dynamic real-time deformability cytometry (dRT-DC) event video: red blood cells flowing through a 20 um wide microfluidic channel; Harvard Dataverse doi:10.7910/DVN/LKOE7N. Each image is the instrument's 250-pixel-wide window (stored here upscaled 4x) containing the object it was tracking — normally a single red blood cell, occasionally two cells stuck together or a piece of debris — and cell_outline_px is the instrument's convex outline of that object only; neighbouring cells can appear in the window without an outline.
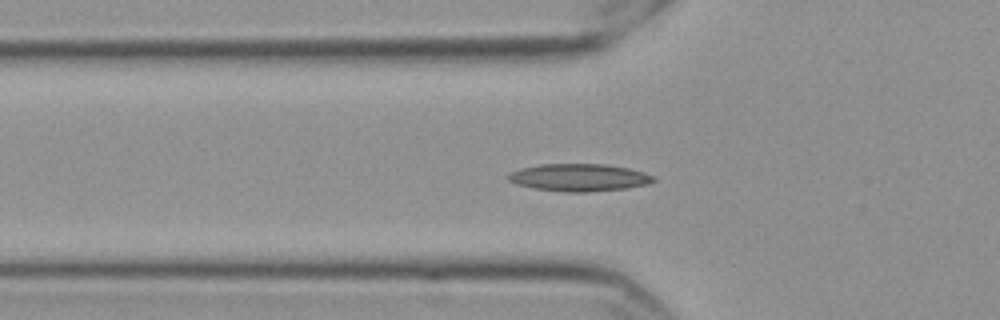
{"species": "Egyptian fruit bat (a non-hibernating species)", "species_latin": "Rousettus aegyptiacus", "temperature_condition": "cold", "stored_images_in_passage": 53, "camera_frame_rate_fps": 3000, "um_per_image_px": 0.085, "frame": {"image": 1, "passage_image": 15, "time_ms": 4.667, "image_size_px": [1000, 320], "cell_outline_px": [[656, 180], [648, 184], [628, 188], [588, 192], [564, 192], [536, 188], [516, 184], [508, 180], [504, 176], [508, 172], [520, 168], [540, 164], [608, 164], [628, 168], [644, 172], [652, 176]], "centroid_in_image_um": [49.19, 15.08], "position_along_channel_um": 76.6, "area_um2": 23.41}}
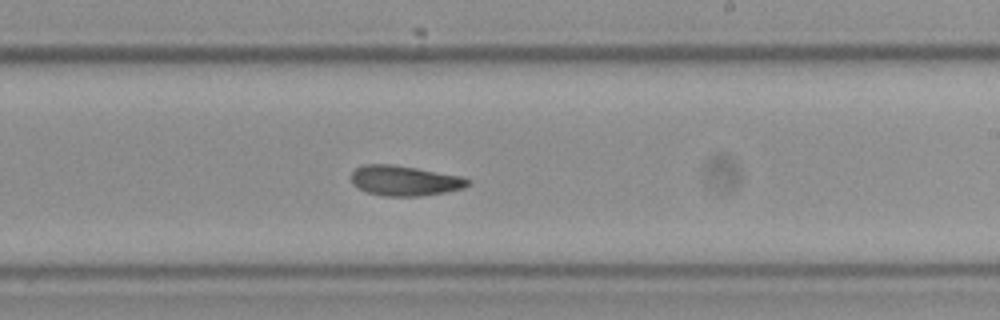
{"frame": {"image": 2, "passage_image": 30, "time_ms": 9.667, "image_size_px": [1000, 320], "cell_outline_px": [[472, 184], [464, 188], [444, 192], [420, 196], [384, 196], [368, 192], [352, 184], [352, 172], [356, 168], [364, 164], [392, 164], [416, 168], [460, 176], [472, 180]], "centroid_in_image_um": [34.42, 15.35], "position_along_channel_um": 254.6, "area_um2": 20.4}}
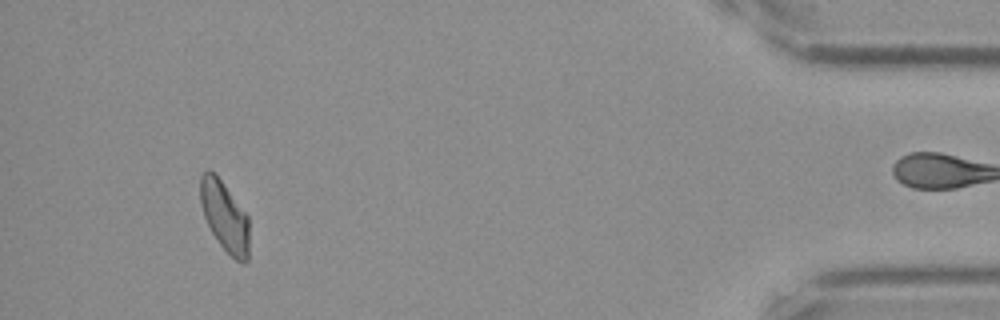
{"frame": {"image": 3, "passage_image": 49, "time_ms": 16.0, "image_size_px": [1000, 320], "cell_outline_px": [[248, 260], [244, 264], [236, 260], [220, 244], [212, 232], [204, 216], [200, 204], [200, 176], [208, 168], [220, 180], [248, 216]], "centroid_in_image_um": [19.08, 18.4], "position_along_channel_um": 416.1, "area_um2": 19.54}, "authors_computed_cell_mechanics": {"area_um2": 20.5768, "velocity_mm_per_s": 3.5463, "shape_relaxation_time_tau1_ms": null, "shape_relaxation_time_tau2_ms": 4.7596, "deformation_change_tau1": null, "deformation_change_tau2": 0.1167}}